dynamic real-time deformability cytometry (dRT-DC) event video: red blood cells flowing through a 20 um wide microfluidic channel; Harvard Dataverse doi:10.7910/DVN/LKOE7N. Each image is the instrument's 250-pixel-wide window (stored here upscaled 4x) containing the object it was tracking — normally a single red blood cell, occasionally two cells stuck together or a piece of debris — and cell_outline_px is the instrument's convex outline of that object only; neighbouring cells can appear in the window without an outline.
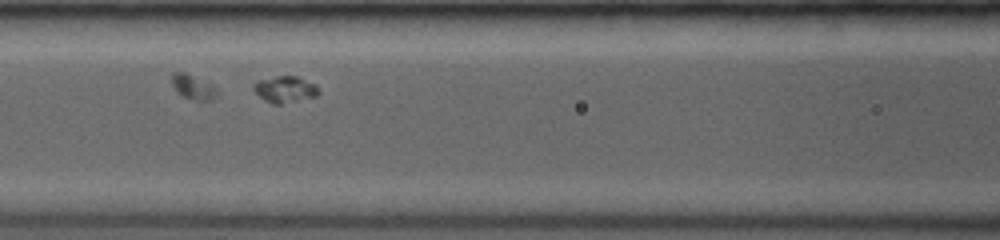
{"species": "common noctule bat (a hibernating species)", "species_latin": "Nyctalus noctula", "temperature_condition": "room temperature", "stored_images_in_passage": 24, "segment_of_instrument_passage": [2, 2], "camera_frame_rate_fps": 3500, "um_per_image_px": 0.085, "animal": {"sex": "female", "body_mass_g": 19.0, "forearm_length_mm": 53.3}, "frame": {"image": 1, "passage_image": 7, "time_ms": 2.857, "image_size_px": [1000, 240], "cell_outline_px": [[320, 92], [316, 96], [280, 104], [272, 104], [264, 100], [252, 88], [252, 84], [256, 80], [276, 76], [296, 76], [316, 84]], "centroid_in_image_um": [24.2, 7.58], "position_along_channel_um": 142.4, "area_um2": 10.06}}
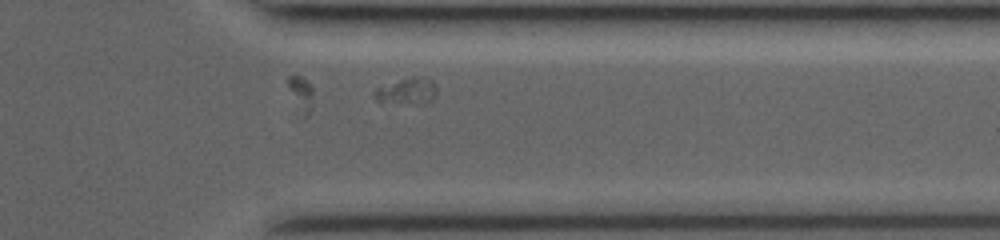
{"frame": {"image": 2, "passage_image": 21, "time_ms": 8.857, "image_size_px": [1000, 240], "cell_outline_px": [[436, 96], [428, 104], [380, 104], [372, 96], [376, 88], [412, 76], [432, 80], [436, 84]], "centroid_in_image_um": [34.57, 7.81], "position_along_channel_um": 376.8, "area_um2": 10.0}}